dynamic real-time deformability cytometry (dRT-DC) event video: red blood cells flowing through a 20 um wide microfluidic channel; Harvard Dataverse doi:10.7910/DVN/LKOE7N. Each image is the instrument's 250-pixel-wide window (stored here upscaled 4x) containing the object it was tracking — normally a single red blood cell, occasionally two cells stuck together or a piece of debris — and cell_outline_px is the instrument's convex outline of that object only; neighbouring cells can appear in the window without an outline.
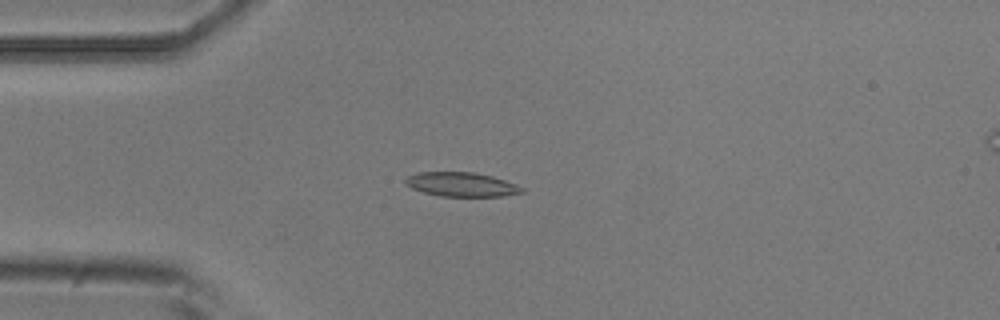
{"species": "common noctule bat (a hibernating species)", "species_latin": "Nyctalus noctula", "temperature_condition": "room temperature", "stored_images_in_passage": 44, "camera_frame_rate_fps": 3000, "um_per_image_px": 0.085, "animal": {"sex": "male", "body_mass_g": 20.5, "forearm_length_mm": 52.5}, "frame": {"image": 1, "passage_image": 4, "time_ms": 1.0, "image_size_px": [1000, 320], "cell_outline_px": [[524, 192], [504, 196], [440, 196], [424, 192], [412, 188], [404, 180], [408, 176], [420, 172], [472, 172], [492, 176], [516, 184], [524, 188]], "centroid_in_image_um": [39.26, 15.68], "position_along_channel_um": 45.7, "area_um2": 16.24}}
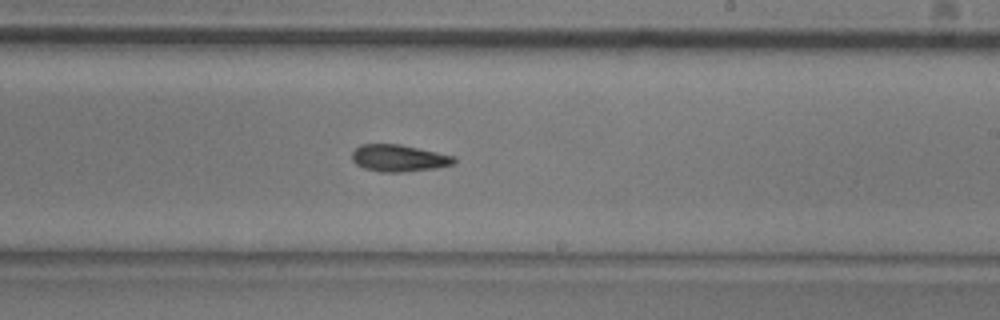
{"frame": {"image": 2, "passage_image": 22, "time_ms": 7.0, "image_size_px": [1000, 320], "cell_outline_px": [[456, 164], [436, 168], [400, 172], [380, 172], [364, 168], [356, 164], [352, 160], [352, 152], [360, 144], [400, 144], [456, 156]], "centroid_in_image_um": [33.92, 13.44], "position_along_channel_um": 255.1, "area_um2": 16.13}}
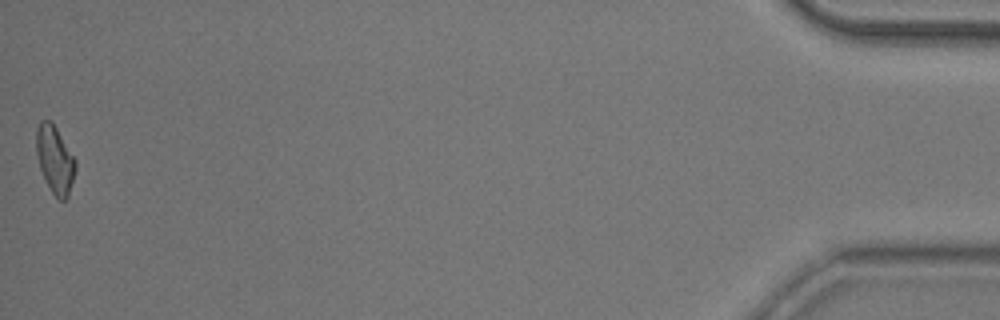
{"frame": {"image": 3, "passage_image": 44, "time_ms": 14.333, "image_size_px": [1000, 320], "cell_outline_px": [[76, 168], [68, 196], [64, 200], [60, 200], [52, 192], [40, 168], [36, 152], [36, 128], [40, 120], [52, 120], [76, 160]], "centroid_in_image_um": [4.67, 13.5], "position_along_channel_um": 430.5, "area_um2": 15.32}, "authors_computed_cell_mechanics": {"area_um2": 15.895, "velocity_mm_per_s": 3.7381, "shape_relaxation_time_tau1_ms": null, "shape_relaxation_time_tau2_ms": 10.6362, "deformation_change_tau1": null, "deformation_change_tau2": 0.1971}}